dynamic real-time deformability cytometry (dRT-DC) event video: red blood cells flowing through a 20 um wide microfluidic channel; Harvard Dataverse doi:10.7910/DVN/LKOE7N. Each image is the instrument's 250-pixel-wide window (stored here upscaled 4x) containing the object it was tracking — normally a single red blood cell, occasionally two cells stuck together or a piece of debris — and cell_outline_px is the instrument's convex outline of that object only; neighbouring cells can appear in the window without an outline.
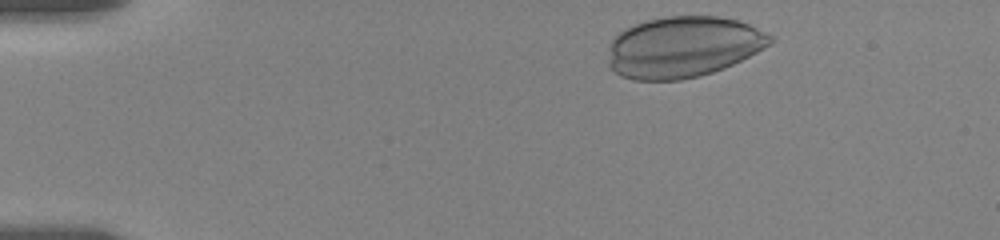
{"species": "human", "species_latin": "Homo sapiens", "temperature_condition": "room temperature", "stored_images_in_passage": 35, "camera_frame_rate_fps": 3000, "um_per_image_px": 0.085, "donor": {"sex": "female"}, "frame": {"image": 1, "passage_image": 1, "time_ms": 0.0, "image_size_px": [1000, 240], "cell_outline_px": [[776, 40], [756, 52], [724, 68], [700, 76], [680, 80], [636, 80], [620, 76], [608, 64], [612, 40], [624, 28], [644, 20], [664, 16], [716, 16], [736, 20], [748, 24], [772, 36]], "centroid_in_image_um": [58.05, 3.99], "position_along_channel_um": 27.0, "area_um2": 57.45}}
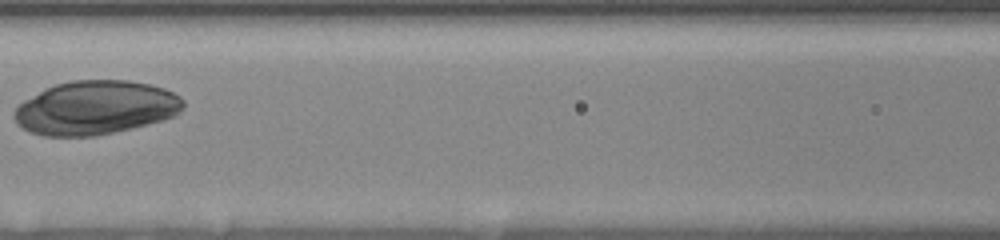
{"frame": {"image": 2, "passage_image": 15, "time_ms": 4.667, "image_size_px": [1000, 240], "cell_outline_px": [[184, 108], [176, 116], [132, 128], [96, 136], [44, 136], [32, 132], [16, 124], [12, 116], [16, 108], [24, 100], [44, 88], [56, 84], [72, 80], [128, 80], [148, 84], [164, 88], [180, 96], [184, 100]], "centroid_in_image_um": [8.12, 9.15], "position_along_channel_um": 158.5, "area_um2": 53.18}}
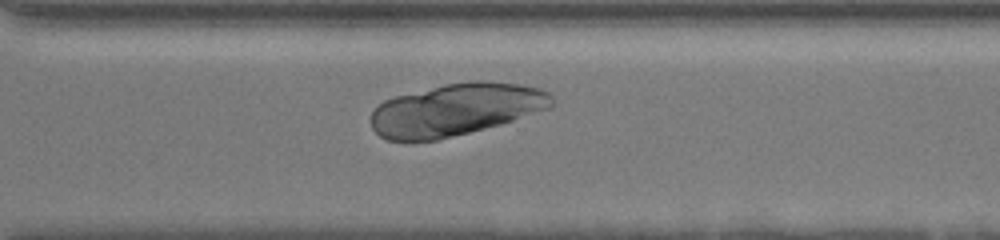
{"frame": {"image": 3, "passage_image": 29, "time_ms": 9.333, "image_size_px": [1000, 240], "cell_outline_px": [[556, 104], [552, 108], [500, 124], [436, 140], [412, 144], [388, 140], [380, 136], [372, 128], [372, 112], [384, 100], [396, 96], [444, 84], [472, 80], [484, 80], [520, 84], [540, 88], [548, 92], [552, 96]], "centroid_in_image_um": [38.76, 9.33], "position_along_channel_um": 331.8, "area_um2": 55.55}}